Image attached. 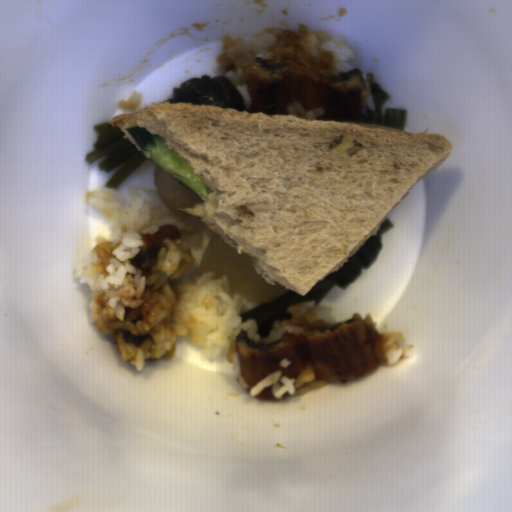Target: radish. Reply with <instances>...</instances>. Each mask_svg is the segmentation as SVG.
<instances>
[{
  "instance_id": "obj_1",
  "label": "radish",
  "mask_w": 512,
  "mask_h": 512,
  "mask_svg": "<svg viewBox=\"0 0 512 512\" xmlns=\"http://www.w3.org/2000/svg\"><path fill=\"white\" fill-rule=\"evenodd\" d=\"M209 271L215 274L211 279H222V275H226L231 297L237 294L242 301L252 304L275 300L290 291L271 286L255 271L246 254L213 232L198 274L201 276Z\"/></svg>"
}]
</instances>
